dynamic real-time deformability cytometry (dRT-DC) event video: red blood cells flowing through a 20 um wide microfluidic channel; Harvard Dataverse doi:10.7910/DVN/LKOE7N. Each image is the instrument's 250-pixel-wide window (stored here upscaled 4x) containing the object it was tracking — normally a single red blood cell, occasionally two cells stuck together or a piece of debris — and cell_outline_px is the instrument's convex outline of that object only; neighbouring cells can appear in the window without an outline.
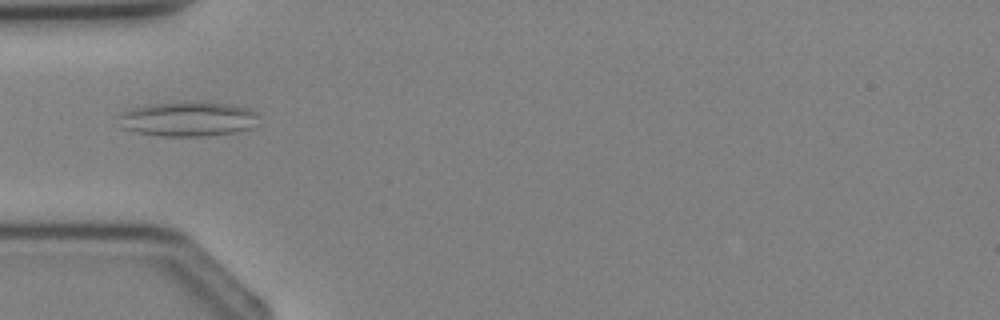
{"species": "Egyptian fruit bat (a non-hibernating species)", "species_latin": "Rousettus aegyptiacus", "temperature_condition": "cold", "stored_images_in_passage": 1, "camera_frame_rate_fps": 3000, "um_per_image_px": 0.085, "animal": {"sex": "female"}, "frame": {"image": 1, "passage_image": 1, "time_ms": 0.0, "image_size_px": [1000, 320], "cell_outline_px": [[256, 116], [252, 128], [236, 132], [208, 136], [160, 136], [136, 132], [120, 128], [116, 116], [120, 112], [132, 108], [148, 104], [188, 100], [204, 100], [232, 104], [248, 108], [256, 112]], "centroid_in_image_um": [15.91, 10.08], "position_along_channel_um": 69.1, "area_um2": 29.25}}